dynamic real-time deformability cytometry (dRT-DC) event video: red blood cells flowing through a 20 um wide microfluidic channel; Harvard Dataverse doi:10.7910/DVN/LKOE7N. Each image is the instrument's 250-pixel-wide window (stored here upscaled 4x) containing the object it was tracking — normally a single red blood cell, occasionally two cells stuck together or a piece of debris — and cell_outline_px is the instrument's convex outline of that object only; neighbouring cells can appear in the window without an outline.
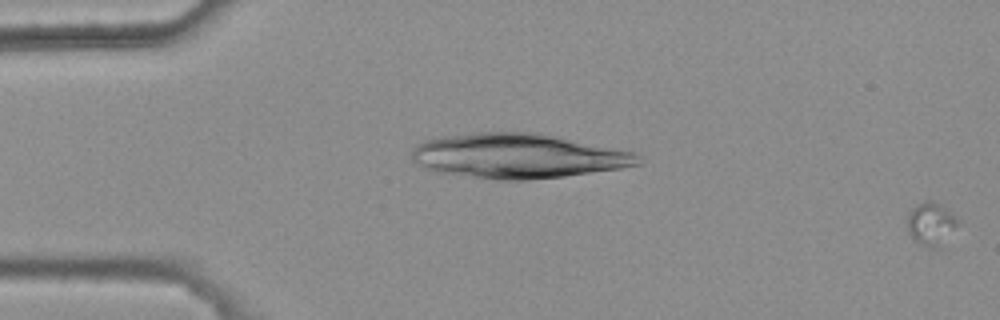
{"species": "common noctule bat (a hibernating species)", "species_latin": "Nyctalus noctula", "temperature_condition": "warm", "stored_images_in_passage": 3, "camera_frame_rate_fps": 3000, "um_per_image_px": 0.085, "animal": {"sex": "female", "body_mass_g": 25.1}, "frame": {"image": 1, "passage_image": 3, "time_ms": 0.667, "image_size_px": [1000, 320], "cell_outline_px": [[960, 224], [940, 248], [928, 248], [920, 244], [908, 232], [908, 212], [916, 204], [924, 200], [932, 200], [940, 204], [956, 216], [960, 220]], "centroid_in_image_um": [79.18, 19.02], "position_along_channel_um": 5.8, "area_um2": 12.95}}